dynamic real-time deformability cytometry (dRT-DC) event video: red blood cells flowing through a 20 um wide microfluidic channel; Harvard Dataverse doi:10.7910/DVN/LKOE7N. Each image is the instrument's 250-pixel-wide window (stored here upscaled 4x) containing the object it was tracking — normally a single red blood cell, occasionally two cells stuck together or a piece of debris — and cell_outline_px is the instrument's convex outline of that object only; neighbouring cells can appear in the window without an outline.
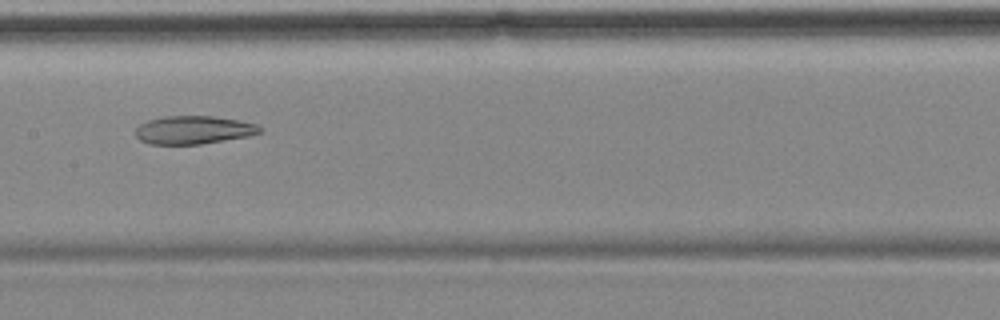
{"species": "common noctule bat (a hibernating species)", "species_latin": "Nyctalus noctula", "temperature_condition": "cold", "stored_images_in_passage": 10, "camera_frame_rate_fps": 3000, "um_per_image_px": 0.085, "animal": {"sex": "female", "body_mass_g": 18.4}, "frame": {"image": 1, "passage_image": 7, "time_ms": 7.0, "image_size_px": [1000, 320], "cell_outline_px": [[264, 132], [248, 136], [200, 144], [148, 144], [140, 140], [136, 136], [136, 128], [140, 124], [148, 120], [164, 116], [212, 116], [240, 120], [256, 124], [264, 128]], "centroid_in_image_um": [16.48, 11.04], "position_along_channel_um": 190.9, "area_um2": 20.52}}